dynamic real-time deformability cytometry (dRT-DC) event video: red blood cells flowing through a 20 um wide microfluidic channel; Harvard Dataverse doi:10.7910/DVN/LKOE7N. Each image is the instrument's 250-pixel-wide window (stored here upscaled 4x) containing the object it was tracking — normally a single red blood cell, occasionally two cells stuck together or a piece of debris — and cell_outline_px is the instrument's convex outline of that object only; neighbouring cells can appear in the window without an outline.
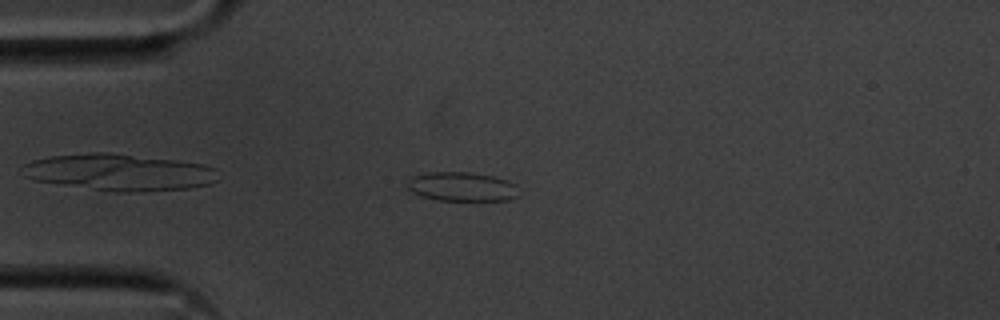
{"species": "common noctule bat (a hibernating species)", "species_latin": "Nyctalus noctula", "temperature_condition": "cold", "stored_images_in_passage": 24, "camera_frame_rate_fps": 3000, "um_per_image_px": 0.085, "animal": {"sex": "male", "body_mass_g": 20.1, "forearm_length_mm": 53.5}, "frame": {"image": 1, "passage_image": 5, "time_ms": 1.333, "image_size_px": [1000, 320], "cell_outline_px": [[516, 196], [508, 200], [436, 200], [420, 196], [412, 192], [408, 188], [408, 180], [412, 176], [428, 172], [468, 172], [492, 176], [516, 184]], "centroid_in_image_um": [39.2, 15.86], "position_along_channel_um": 45.8, "area_um2": 18.73}}
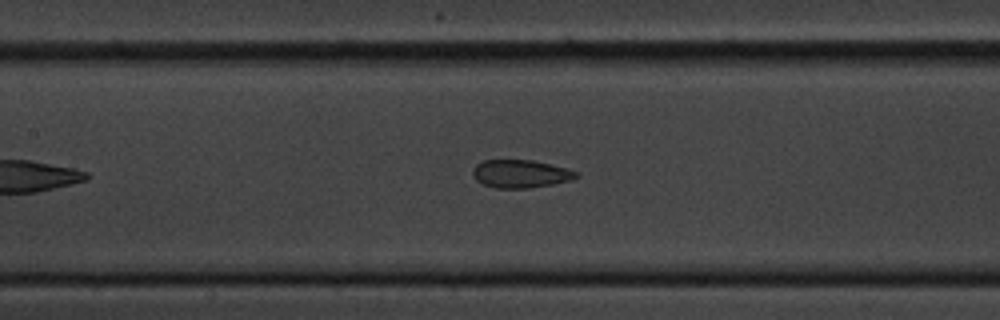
{"frame": {"image": 2, "passage_image": 16, "time_ms": 5.0, "image_size_px": [1000, 320], "cell_outline_px": [[580, 176], [572, 180], [552, 184], [528, 188], [496, 188], [484, 184], [476, 180], [472, 176], [472, 168], [476, 164], [484, 160], [532, 160], [580, 172]], "centroid_in_image_um": [44.24, 14.77], "position_along_channel_um": 163.2, "area_um2": 16.88}}
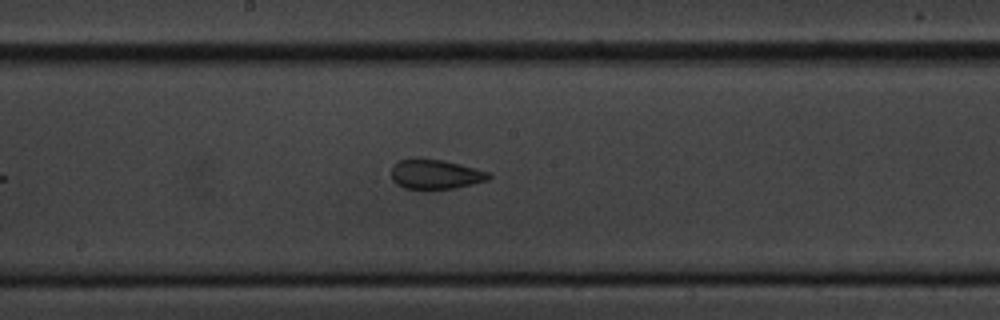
{"frame": {"image": 3, "passage_image": 20, "time_ms": 6.333, "image_size_px": [1000, 320], "cell_outline_px": [[492, 176], [488, 180], [472, 184], [452, 188], [404, 188], [396, 184], [392, 180], [392, 164], [400, 160], [412, 156], [420, 156], [444, 160], [492, 172]], "centroid_in_image_um": [37.0, 14.76], "position_along_channel_um": 211.2, "area_um2": 17.22}}